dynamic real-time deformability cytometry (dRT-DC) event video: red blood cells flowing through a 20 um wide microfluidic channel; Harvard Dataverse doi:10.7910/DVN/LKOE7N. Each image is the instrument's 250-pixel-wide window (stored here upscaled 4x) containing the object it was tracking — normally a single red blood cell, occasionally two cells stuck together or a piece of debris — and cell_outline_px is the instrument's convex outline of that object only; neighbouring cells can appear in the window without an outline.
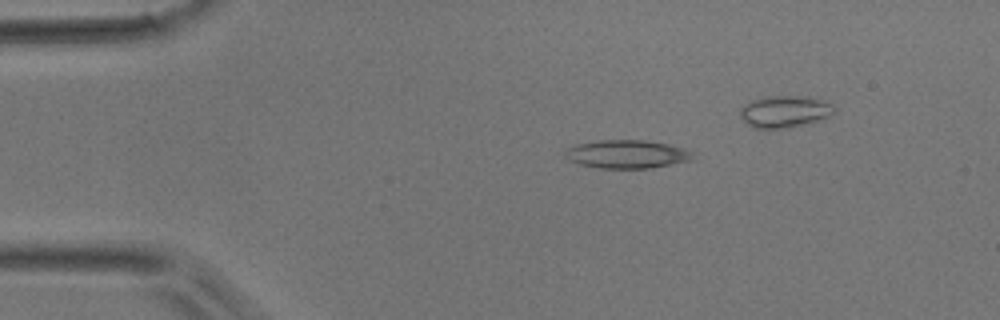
{"species": "common noctule bat (a hibernating species)", "species_latin": "Nyctalus noctula", "temperature_condition": "room temperature", "stored_images_in_passage": 33, "camera_frame_rate_fps": 3000, "um_per_image_px": 0.085, "animal": {"sex": "male", "body_mass_g": 17.9}, "frame": {"image": 1, "passage_image": 2, "time_ms": 0.333, "image_size_px": [1000, 320], "cell_outline_px": [[692, 160], [648, 168], [600, 168], [580, 164], [564, 156], [564, 148], [576, 144], [600, 140], [644, 140], [668, 144], [688, 148], [692, 152]], "centroid_in_image_um": [53.28, 13.09], "position_along_channel_um": 31.7, "area_um2": 21.04}}
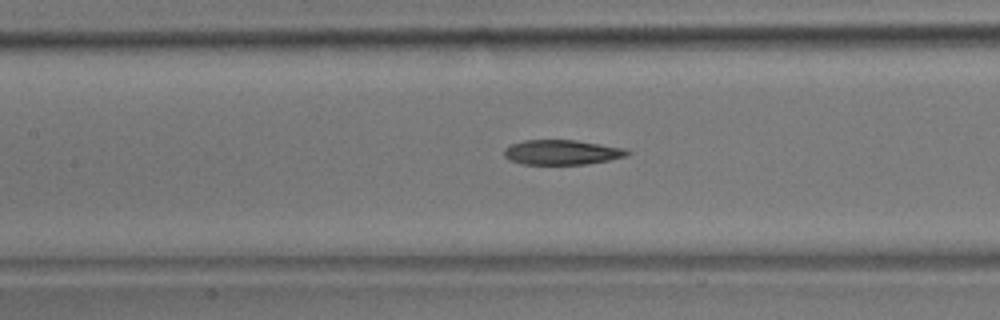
{"frame": {"image": 2, "passage_image": 15, "time_ms": 4.667, "image_size_px": [1000, 320], "cell_outline_px": [[632, 152], [628, 156], [608, 160], [584, 164], [520, 164], [508, 160], [504, 156], [504, 148], [512, 144], [524, 140], [576, 140], [624, 148]], "centroid_in_image_um": [47.74, 12.94], "position_along_channel_um": 159.7, "area_um2": 17.86}}
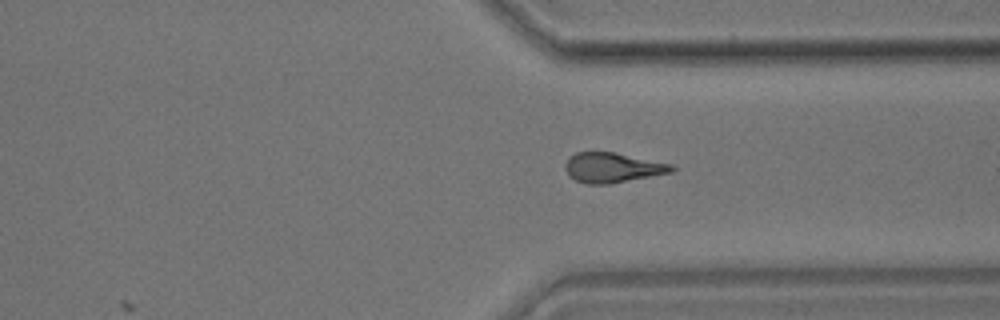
{"frame": {"image": 3, "passage_image": 30, "time_ms": 9.667, "image_size_px": [1000, 320], "cell_outline_px": [[676, 168], [672, 172], [608, 184], [588, 184], [576, 180], [568, 176], [564, 168], [564, 164], [568, 156], [576, 152], [612, 152], [672, 164]], "centroid_in_image_um": [52.0, 14.24], "position_along_channel_um": 359.4, "area_um2": 18.5}}